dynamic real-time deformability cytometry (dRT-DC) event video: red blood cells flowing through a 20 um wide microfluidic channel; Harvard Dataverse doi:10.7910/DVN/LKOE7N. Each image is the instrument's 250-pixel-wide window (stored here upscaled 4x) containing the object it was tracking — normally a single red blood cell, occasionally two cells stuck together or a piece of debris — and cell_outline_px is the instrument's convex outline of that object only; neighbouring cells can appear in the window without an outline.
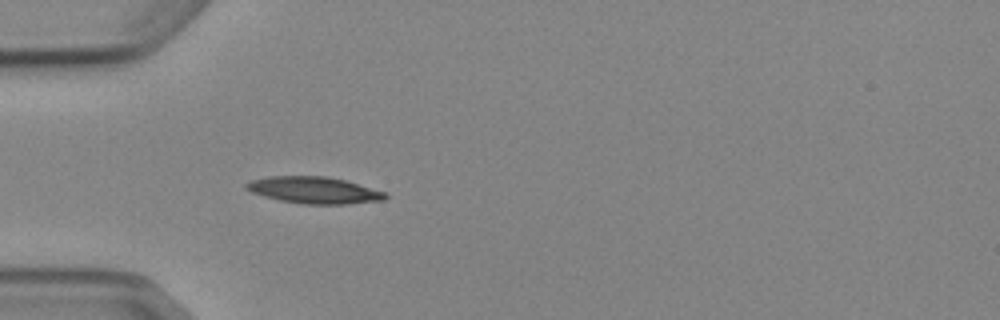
{"species": "Egyptian fruit bat (a non-hibernating species)", "species_latin": "Rousettus aegyptiacus", "temperature_condition": "cold", "stored_images_in_passage": 3, "camera_frame_rate_fps": 3000, "um_per_image_px": 0.085, "animal": {"sex": "female"}, "frame": {"image": 1, "passage_image": 3, "time_ms": 3.333, "image_size_px": [1000, 320], "cell_outline_px": [[388, 196], [384, 200], [348, 204], [304, 204], [280, 200], [264, 196], [252, 192], [244, 188], [244, 184], [252, 180], [268, 176], [328, 176], [344, 180], [384, 192]], "centroid_in_image_um": [26.67, 16.16], "position_along_channel_um": 58.3, "area_um2": 21.5}}